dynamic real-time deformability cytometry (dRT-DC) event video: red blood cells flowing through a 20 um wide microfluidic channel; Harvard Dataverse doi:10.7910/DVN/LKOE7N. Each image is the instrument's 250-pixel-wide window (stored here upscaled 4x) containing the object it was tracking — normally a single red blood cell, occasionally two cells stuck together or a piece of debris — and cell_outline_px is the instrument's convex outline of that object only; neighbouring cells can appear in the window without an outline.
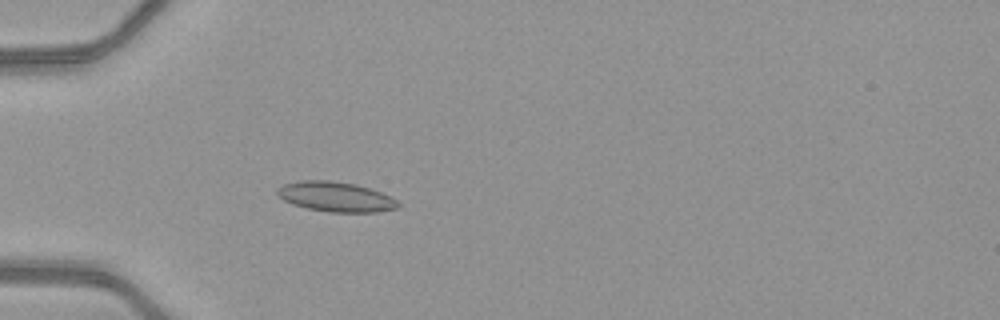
{"species": "common noctule bat (a hibernating species)", "species_latin": "Nyctalus noctula", "temperature_condition": "warm", "stored_images_in_passage": 42, "camera_frame_rate_fps": 3000, "um_per_image_px": 0.085, "animal": {"sex": "female", "body_mass_g": 21.9}, "frame": {"image": 1, "passage_image": 8, "time_ms": 2.333, "image_size_px": [1000, 320], "cell_outline_px": [[400, 204], [396, 208], [376, 212], [328, 212], [308, 208], [292, 204], [276, 196], [276, 188], [284, 184], [300, 180], [328, 180], [356, 184], [380, 192], [396, 200]], "centroid_in_image_um": [28.47, 16.72], "position_along_channel_um": 56.5, "area_um2": 20.98}}
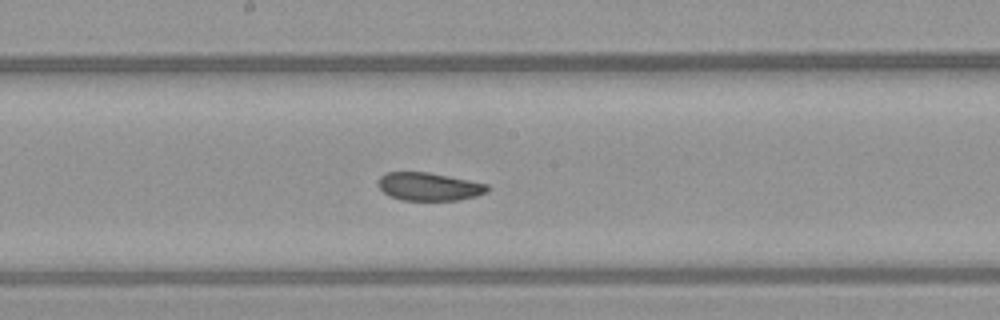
{"frame": {"image": 2, "passage_image": 20, "time_ms": 6.333, "image_size_px": [1000, 320], "cell_outline_px": [[488, 192], [476, 196], [460, 200], [400, 200], [388, 196], [376, 184], [380, 176], [384, 172], [428, 172], [488, 184]], "centroid_in_image_um": [36.43, 15.86], "position_along_channel_um": 211.8, "area_um2": 17.98}}
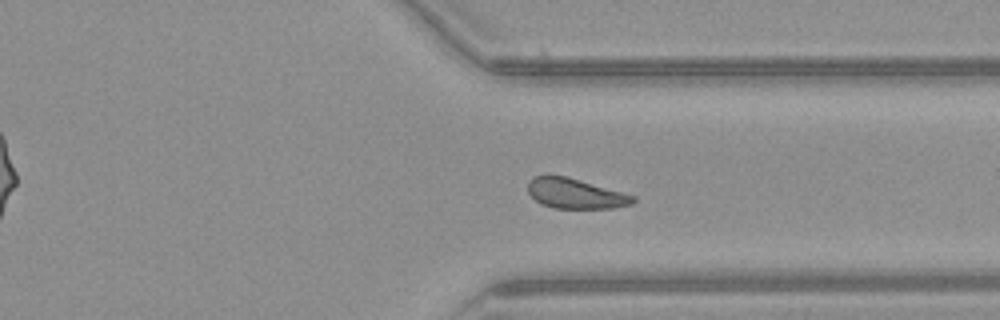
{"frame": {"image": 3, "passage_image": 31, "time_ms": 10.0, "image_size_px": [1000, 320], "cell_outline_px": [[636, 200], [632, 204], [612, 208], [552, 208], [536, 200], [528, 192], [528, 180], [532, 176], [568, 176], [636, 196]], "centroid_in_image_um": [48.92, 16.45], "position_along_channel_um": 362.5, "area_um2": 18.38}, "authors_computed_cell_mechanics": {"area_um2": 19.1896, "velocity_mm_per_s": 4.1159, "shape_relaxation_time_tau1_ms": 4.6333, "shape_relaxation_time_tau2_ms": 5.6144, "deformation_change_tau1": 0.0788, "deformation_change_tau2": 0.1012}}